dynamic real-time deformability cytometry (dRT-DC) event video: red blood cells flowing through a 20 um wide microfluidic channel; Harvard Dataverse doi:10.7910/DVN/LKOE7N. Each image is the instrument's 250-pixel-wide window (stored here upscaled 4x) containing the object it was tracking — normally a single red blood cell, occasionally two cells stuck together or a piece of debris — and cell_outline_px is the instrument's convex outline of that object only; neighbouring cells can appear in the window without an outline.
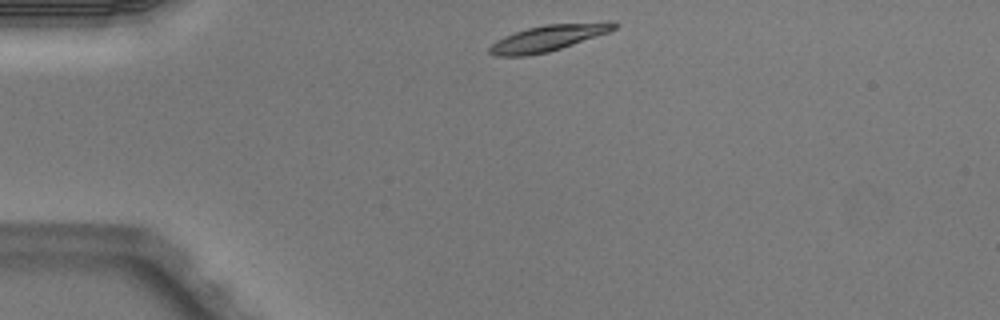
{"species": "Egyptian fruit bat (a non-hibernating species)", "species_latin": "Rousettus aegyptiacus", "temperature_condition": "warm", "stored_images_in_passage": 2, "camera_frame_rate_fps": 3000, "um_per_image_px": 0.085, "animal": {"sex": "male"}, "frame": {"image": 1, "passage_image": 1, "time_ms": 0.0, "image_size_px": [1000, 320], "cell_outline_px": [[620, 24], [616, 28], [608, 32], [548, 52], [524, 56], [496, 56], [488, 52], [488, 48], [496, 40], [504, 36], [528, 28], [544, 24], [608, 20], [616, 20]], "centroid_in_image_um": [46.66, 3.19], "position_along_channel_um": 38.3, "area_um2": 19.25}}